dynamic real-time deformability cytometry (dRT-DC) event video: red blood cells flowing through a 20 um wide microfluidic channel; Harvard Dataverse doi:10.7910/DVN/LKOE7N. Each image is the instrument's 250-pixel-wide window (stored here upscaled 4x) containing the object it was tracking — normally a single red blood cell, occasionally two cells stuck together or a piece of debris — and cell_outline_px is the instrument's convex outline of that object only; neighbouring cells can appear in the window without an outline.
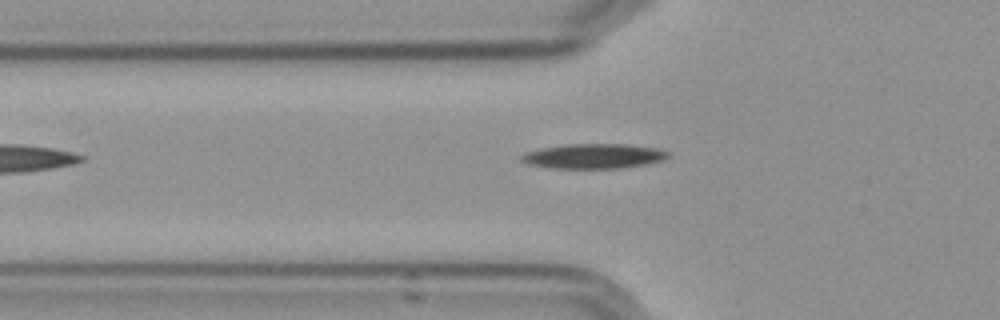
{"species": "Egyptian fruit bat (a non-hibernating species)", "species_latin": "Rousettus aegyptiacus", "temperature_condition": "cold", "stored_images_in_passage": 3, "camera_frame_rate_fps": 3000, "um_per_image_px": 0.085, "frame": {"image": 1, "passage_image": 3, "time_ms": 2.333, "image_size_px": [1000, 320], "cell_outline_px": [[672, 152], [664, 160], [644, 164], [620, 168], [552, 168], [528, 164], [520, 160], [520, 156], [524, 152], [540, 148], [564, 144], [628, 144], [656, 148]], "centroid_in_image_um": [50.44, 13.26], "position_along_channel_um": 75.4, "area_um2": 21.33}}